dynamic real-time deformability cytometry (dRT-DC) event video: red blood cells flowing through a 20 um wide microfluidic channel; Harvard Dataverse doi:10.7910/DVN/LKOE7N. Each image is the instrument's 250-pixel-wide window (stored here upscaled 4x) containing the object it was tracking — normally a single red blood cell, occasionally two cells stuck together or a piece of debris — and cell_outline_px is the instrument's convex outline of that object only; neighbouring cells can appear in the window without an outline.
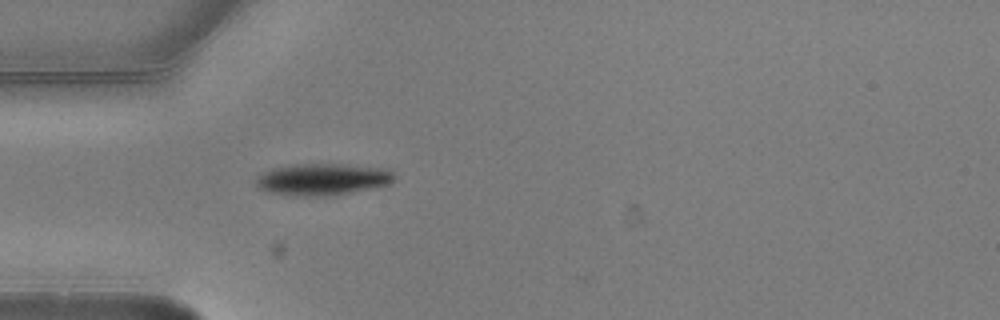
{"species": "common noctule bat (a hibernating species)", "species_latin": "Nyctalus noctula", "temperature_condition": "warm", "stored_images_in_passage": 1, "camera_frame_rate_fps": 3000, "um_per_image_px": 0.085, "animal": {"sex": "male", "body_mass_g": 20.5, "forearm_length_mm": 52.5}, "frame": {"image": 1, "passage_image": 1, "time_ms": 0.0, "image_size_px": [1000, 320], "cell_outline_px": [[396, 180], [392, 184], [376, 188], [336, 196], [296, 196], [264, 192], [256, 184], [256, 176], [272, 168], [296, 164], [336, 164], [376, 168], [392, 172], [396, 176]], "centroid_in_image_um": [27.41, 15.28], "position_along_channel_um": 57.6, "area_um2": 25.89}}